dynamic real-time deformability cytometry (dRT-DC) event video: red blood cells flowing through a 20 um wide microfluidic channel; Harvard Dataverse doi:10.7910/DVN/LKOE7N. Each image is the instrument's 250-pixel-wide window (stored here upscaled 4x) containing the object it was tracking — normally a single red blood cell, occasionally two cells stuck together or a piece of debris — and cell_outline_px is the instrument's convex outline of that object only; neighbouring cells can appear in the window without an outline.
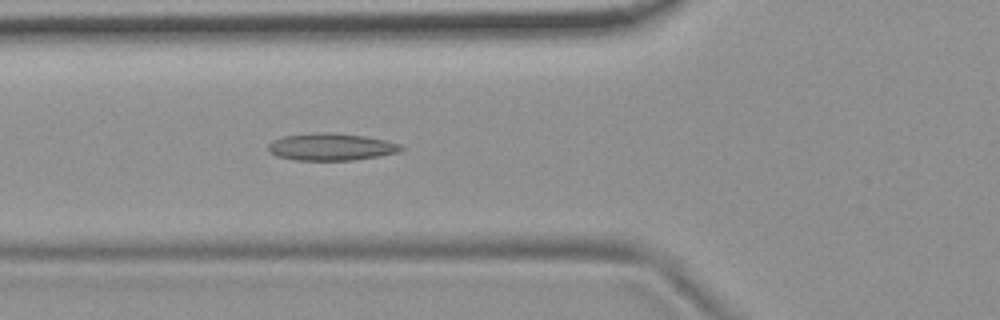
{"species": "common noctule bat (a hibernating species)", "species_latin": "Nyctalus noctula", "temperature_condition": "room temperature", "stored_images_in_passage": 54, "camera_frame_rate_fps": 3000, "um_per_image_px": 0.085, "animal": {"sex": "female", "body_mass_g": 19.9}, "frame": {"image": 1, "passage_image": 20, "time_ms": 6.333, "image_size_px": [1000, 320], "cell_outline_px": [[404, 148], [400, 152], [352, 160], [296, 160], [276, 156], [268, 152], [268, 144], [272, 140], [284, 136], [312, 132], [332, 132], [364, 136], [384, 140], [400, 144]], "centroid_in_image_um": [28.1, 12.47], "position_along_channel_um": 97.7, "area_um2": 21.1}}
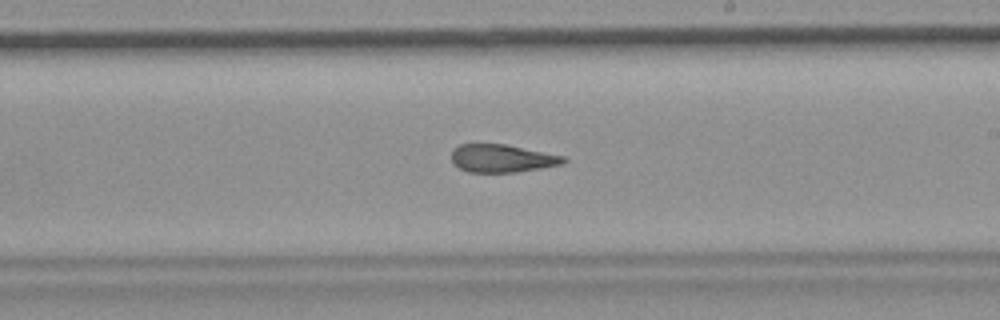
{"frame": {"image": 2, "passage_image": 32, "time_ms": 10.333, "image_size_px": [1000, 320], "cell_outline_px": [[568, 160], [564, 164], [516, 172], [468, 172], [452, 164], [452, 152], [460, 144], [504, 144], [564, 156]], "centroid_in_image_um": [42.68, 13.47], "position_along_channel_um": 246.3, "area_um2": 18.09}}
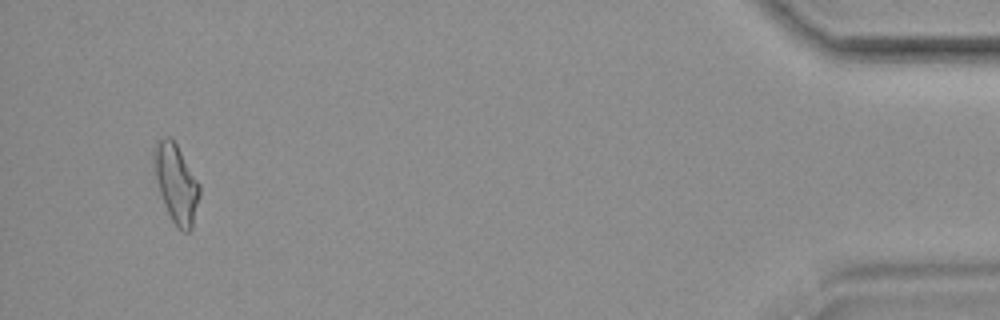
{"frame": {"image": 3, "passage_image": 52, "time_ms": 17.0, "image_size_px": [1000, 320], "cell_outline_px": [[200, 196], [192, 228], [188, 232], [184, 232], [172, 220], [164, 204], [160, 192], [156, 176], [152, 148], [164, 136], [172, 136], [200, 184]], "centroid_in_image_um": [14.99, 15.55], "position_along_channel_um": 420.2, "area_um2": 20.63}, "authors_computed_cell_mechanics": {"area_um2": 19.9121, "velocity_mm_per_s": 3.7214, "shape_relaxation_time_tau1_ms": null, "shape_relaxation_time_tau2_ms": 3.0662, "deformation_change_tau1": null, "deformation_change_tau2": 0.1337}}